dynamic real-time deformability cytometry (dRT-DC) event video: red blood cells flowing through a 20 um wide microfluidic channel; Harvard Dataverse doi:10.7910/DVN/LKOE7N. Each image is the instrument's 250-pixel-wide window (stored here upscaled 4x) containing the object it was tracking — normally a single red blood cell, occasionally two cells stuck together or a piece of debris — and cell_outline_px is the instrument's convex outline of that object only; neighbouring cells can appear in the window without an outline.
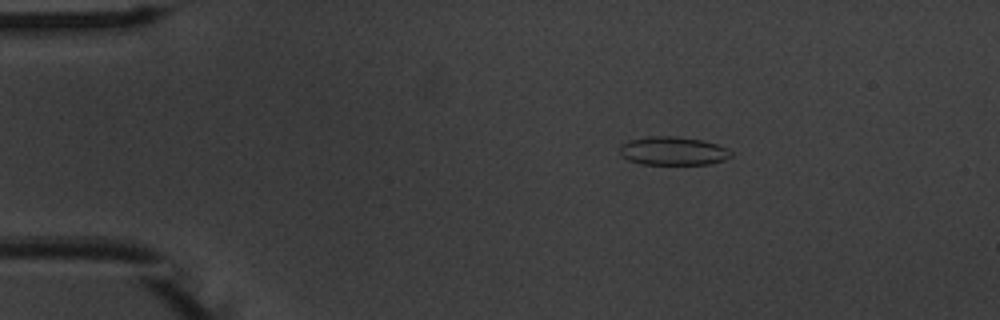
{"species": "common noctule bat (a hibernating species)", "species_latin": "Nyctalus noctula", "temperature_condition": "warm", "stored_images_in_passage": 46, "camera_frame_rate_fps": 3000, "um_per_image_px": 0.085, "animal": {"sex": "male", "body_mass_g": 20.1, "forearm_length_mm": 53.5}, "frame": {"image": 1, "passage_image": 1, "time_ms": 0.0, "image_size_px": [1000, 320], "cell_outline_px": [[732, 156], [724, 160], [708, 164], [640, 164], [628, 160], [620, 156], [620, 144], [628, 140], [648, 136], [676, 136], [700, 140], [716, 144], [728, 148], [732, 152]], "centroid_in_image_um": [57.17, 12.83], "position_along_channel_um": 27.8, "area_um2": 18.61}}
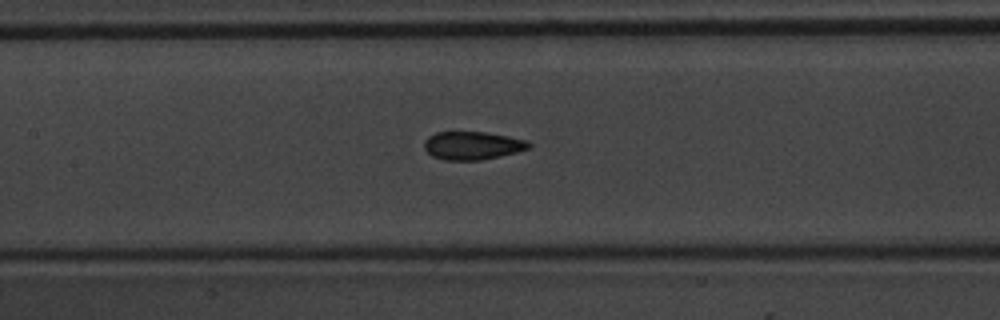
{"frame": {"image": 2, "passage_image": 17, "time_ms": 5.333, "image_size_px": [1000, 320], "cell_outline_px": [[532, 144], [528, 148], [516, 152], [500, 156], [480, 160], [444, 160], [432, 156], [424, 148], [424, 140], [428, 136], [436, 132], [488, 132], [508, 136], [524, 140]], "centroid_in_image_um": [40.12, 12.37], "position_along_channel_um": 167.3, "area_um2": 17.11}}
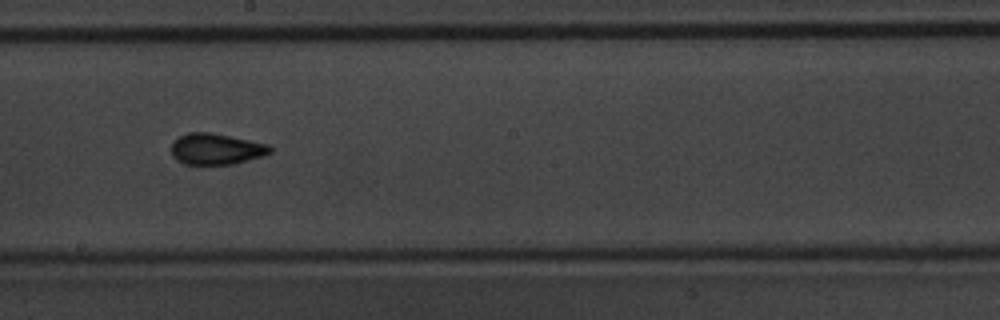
{"frame": {"image": 3, "passage_image": 22, "time_ms": 7.0, "image_size_px": [1000, 320], "cell_outline_px": [[272, 152], [264, 156], [232, 164], [184, 164], [172, 156], [172, 144], [180, 136], [188, 132], [212, 132], [268, 144], [272, 148]], "centroid_in_image_um": [18.4, 12.66], "position_along_channel_um": 229.8, "area_um2": 17.86}, "authors_computed_cell_mechanics": {"area_um2": 17.1377, "velocity_mm_per_s": 3.762, "shape_relaxation_time_tau1_ms": 4.4461, "shape_relaxation_time_tau2_ms": 1.3498, "deformation_change_tau1": 0.129, "deformation_change_tau2": 0.0757}}